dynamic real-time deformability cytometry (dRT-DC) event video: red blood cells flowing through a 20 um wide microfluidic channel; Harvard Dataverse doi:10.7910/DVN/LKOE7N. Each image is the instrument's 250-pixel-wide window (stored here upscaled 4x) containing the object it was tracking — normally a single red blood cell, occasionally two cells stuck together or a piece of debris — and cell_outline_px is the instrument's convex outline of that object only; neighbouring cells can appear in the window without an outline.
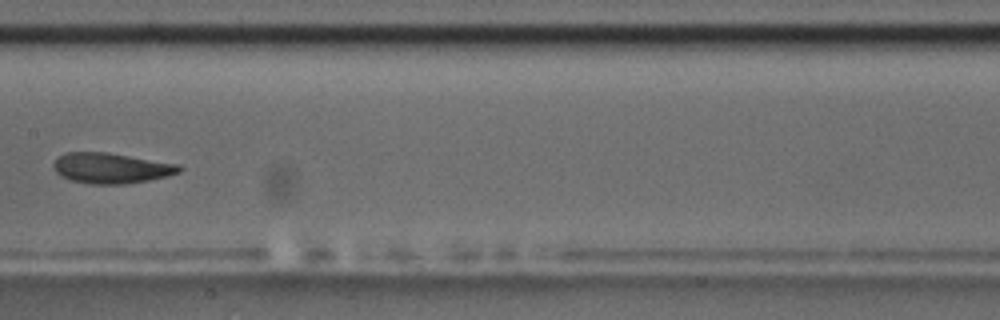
{"species": "common noctule bat (a hibernating species)", "species_latin": "Nyctalus noctula", "temperature_condition": "room temperature", "stored_images_in_passage": 9, "camera_frame_rate_fps": 3000, "um_per_image_px": 0.085, "animal": {"sex": "male", "body_mass_g": 17.5, "forearm_length_mm": 52.3}, "frame": {"image": 1, "passage_image": 9, "time_ms": 9.667, "image_size_px": [1000, 320], "cell_outline_px": [[184, 168], [180, 172], [168, 176], [148, 180], [124, 184], [88, 184], [72, 180], [60, 176], [56, 172], [52, 164], [56, 156], [64, 152], [108, 152], [180, 164]], "centroid_in_image_um": [9.44, 14.28], "position_along_channel_um": 198.0, "area_um2": 22.66}}